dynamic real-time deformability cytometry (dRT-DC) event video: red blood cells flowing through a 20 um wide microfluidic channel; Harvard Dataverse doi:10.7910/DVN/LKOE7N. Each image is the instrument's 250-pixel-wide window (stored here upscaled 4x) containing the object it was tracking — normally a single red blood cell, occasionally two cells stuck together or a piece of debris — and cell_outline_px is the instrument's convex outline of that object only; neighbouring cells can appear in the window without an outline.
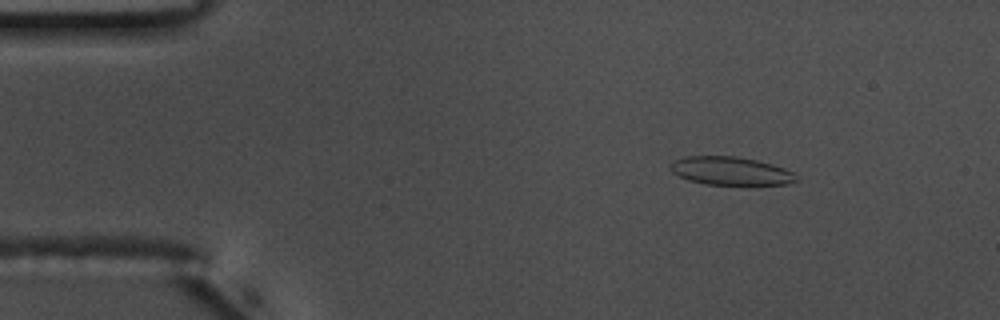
{"species": "common noctule bat (a hibernating species)", "species_latin": "Nyctalus noctula", "temperature_condition": "warm", "stored_images_in_passage": 55, "camera_frame_rate_fps": 3000, "um_per_image_px": 0.085, "animal": {"sex": "male", "body_mass_g": 17.5, "forearm_length_mm": 52.3}, "frame": {"image": 1, "passage_image": 8, "time_ms": 2.333, "image_size_px": [1000, 320], "cell_outline_px": [[800, 180], [788, 184], [704, 184], [688, 180], [672, 172], [668, 168], [672, 160], [684, 156], [736, 156], [756, 160], [772, 164], [784, 168], [792, 172]], "centroid_in_image_um": [62.06, 14.52], "position_along_channel_um": 22.9, "area_um2": 20.75}}
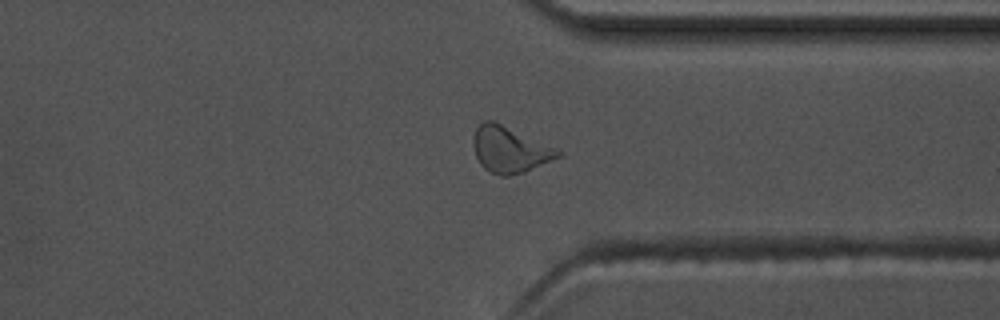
{"frame": {"image": 2, "passage_image": 42, "time_ms": 13.667, "image_size_px": [1000, 320], "cell_outline_px": [[564, 156], [524, 172], [508, 176], [500, 176], [488, 172], [480, 164], [476, 156], [472, 144], [472, 140], [476, 128], [484, 120], [492, 120], [556, 148], [564, 152]], "centroid_in_image_um": [43.33, 12.74], "position_along_channel_um": 368.1, "area_um2": 22.83}}
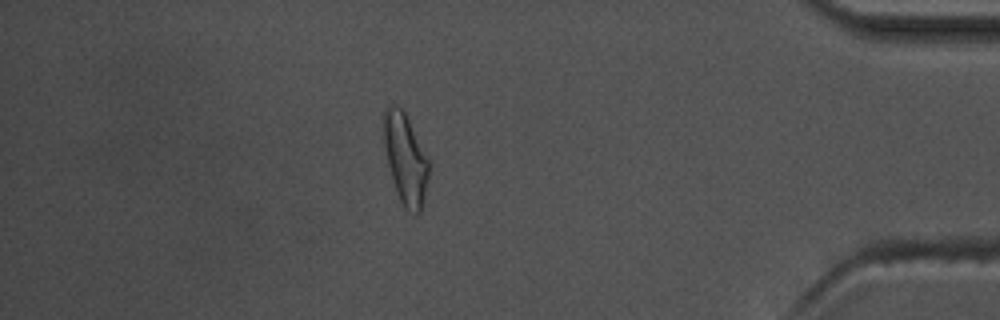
{"frame": {"image": 3, "passage_image": 48, "time_ms": 15.667, "image_size_px": [1000, 320], "cell_outline_px": [[428, 176], [424, 196], [420, 212], [416, 216], [404, 208], [400, 200], [388, 164], [384, 144], [384, 108], [388, 104], [396, 104], [404, 112], [428, 160]], "centroid_in_image_um": [34.44, 13.51], "position_along_channel_um": 400.8, "area_um2": 23.06}, "authors_computed_cell_mechanics": {"area_um2": 21.386, "velocity_mm_per_s": 3.7031, "shape_relaxation_time_tau1_ms": 4.3133, "shape_relaxation_time_tau2_ms": 1.8078, "deformation_change_tau1": 0.155, "deformation_change_tau2": 0.1181}}